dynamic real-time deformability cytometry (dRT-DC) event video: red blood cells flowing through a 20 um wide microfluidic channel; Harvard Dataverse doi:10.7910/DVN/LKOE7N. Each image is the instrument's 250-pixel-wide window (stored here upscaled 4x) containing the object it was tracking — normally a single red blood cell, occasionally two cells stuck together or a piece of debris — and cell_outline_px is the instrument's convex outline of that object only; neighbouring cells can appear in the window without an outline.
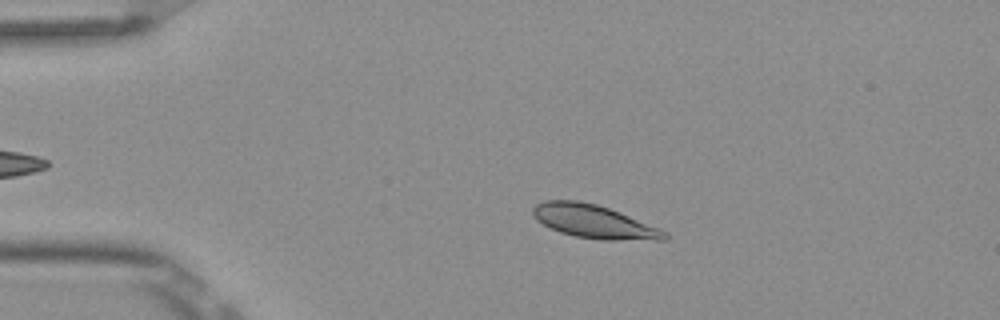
{"species": "Egyptian fruit bat (a non-hibernating species)", "species_latin": "Rousettus aegyptiacus", "temperature_condition": "room temperature", "stored_images_in_passage": 4, "camera_frame_rate_fps": 3000, "um_per_image_px": 0.085, "frame": {"image": 1, "passage_image": 3, "time_ms": 0.667, "image_size_px": [1000, 320], "cell_outline_px": [[668, 240], [600, 240], [576, 236], [560, 232], [536, 220], [532, 212], [532, 208], [536, 204], [544, 200], [576, 200], [596, 204], [608, 208], [668, 232]], "centroid_in_image_um": [50.48, 18.84], "position_along_channel_um": 34.5, "area_um2": 25.37}}